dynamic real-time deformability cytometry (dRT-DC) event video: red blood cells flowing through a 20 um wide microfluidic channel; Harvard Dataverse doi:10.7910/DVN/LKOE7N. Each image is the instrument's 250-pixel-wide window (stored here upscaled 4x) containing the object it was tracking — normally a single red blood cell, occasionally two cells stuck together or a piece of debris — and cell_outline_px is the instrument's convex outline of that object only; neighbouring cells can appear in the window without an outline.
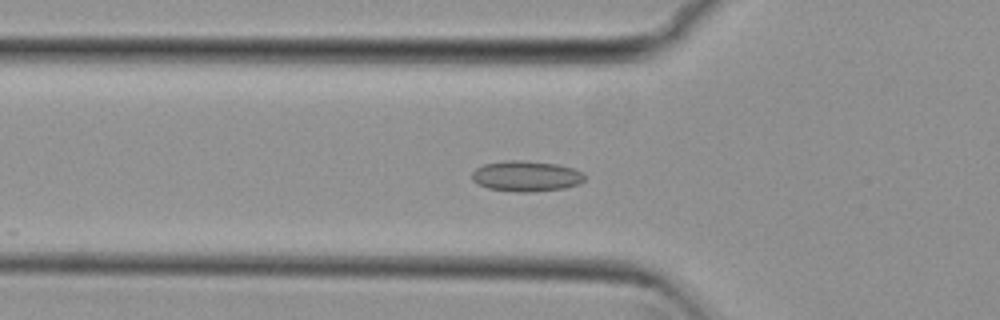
{"species": "common noctule bat (a hibernating species)", "species_latin": "Nyctalus noctula", "temperature_condition": "cold", "stored_images_in_passage": 35, "camera_frame_rate_fps": 3000, "um_per_image_px": 0.085, "animal": {"sex": "female", "body_mass_g": 29.2, "forearm_length_mm": 56.3}, "frame": {"image": 1, "passage_image": 8, "time_ms": 2.333, "image_size_px": [1000, 320], "cell_outline_px": [[584, 180], [580, 184], [564, 188], [532, 192], [516, 192], [488, 188], [472, 180], [472, 172], [476, 168], [484, 164], [504, 160], [520, 160], [556, 164], [572, 168], [580, 172], [584, 176]], "centroid_in_image_um": [44.71, 14.97], "position_along_channel_um": 81.1, "area_um2": 20.0}}
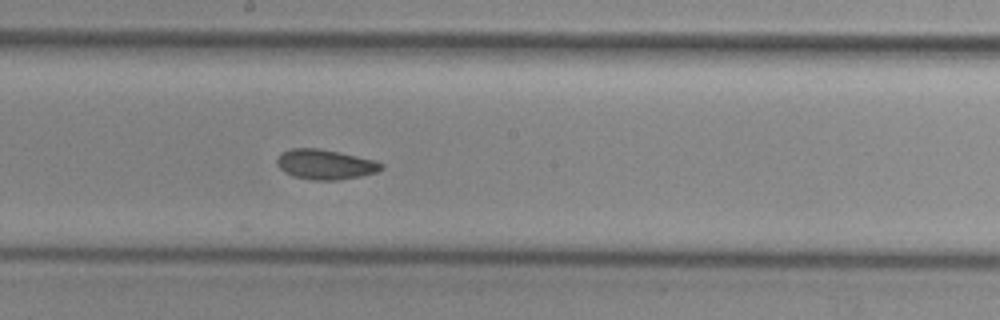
{"frame": {"image": 2, "passage_image": 19, "time_ms": 6.0, "image_size_px": [1000, 320], "cell_outline_px": [[384, 168], [376, 172], [360, 176], [340, 180], [312, 180], [292, 176], [284, 172], [276, 164], [276, 160], [280, 152], [292, 148], [316, 148], [376, 160], [384, 164]], "centroid_in_image_um": [27.62, 13.98], "position_along_channel_um": 220.6, "area_um2": 18.26}}
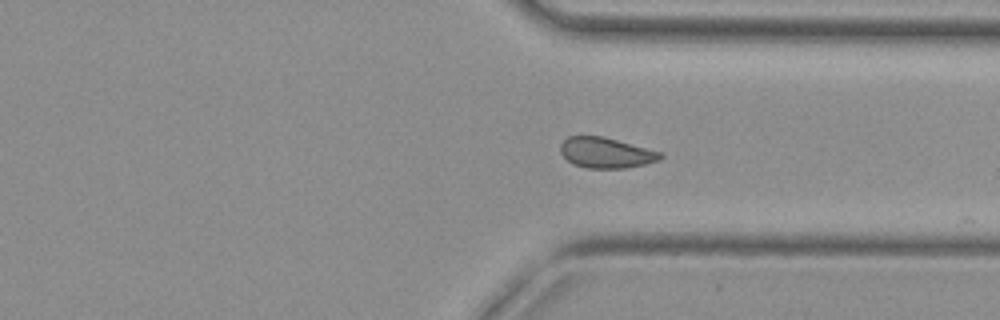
{"frame": {"image": 3, "passage_image": 30, "time_ms": 9.667, "image_size_px": [1000, 320], "cell_outline_px": [[664, 156], [660, 160], [644, 164], [624, 168], [584, 168], [572, 164], [560, 152], [560, 144], [568, 136], [604, 136], [664, 152]], "centroid_in_image_um": [51.54, 12.98], "position_along_channel_um": 359.9, "area_um2": 18.03}, "authors_computed_cell_mechanics": {"area_um2": 18.2648, "velocity_mm_per_s": 3.7914, "shape_relaxation_time_tau1_ms": null, "shape_relaxation_time_tau2_ms": 4.0888, "deformation_change_tau1": null, "deformation_change_tau2": 0.0828}}